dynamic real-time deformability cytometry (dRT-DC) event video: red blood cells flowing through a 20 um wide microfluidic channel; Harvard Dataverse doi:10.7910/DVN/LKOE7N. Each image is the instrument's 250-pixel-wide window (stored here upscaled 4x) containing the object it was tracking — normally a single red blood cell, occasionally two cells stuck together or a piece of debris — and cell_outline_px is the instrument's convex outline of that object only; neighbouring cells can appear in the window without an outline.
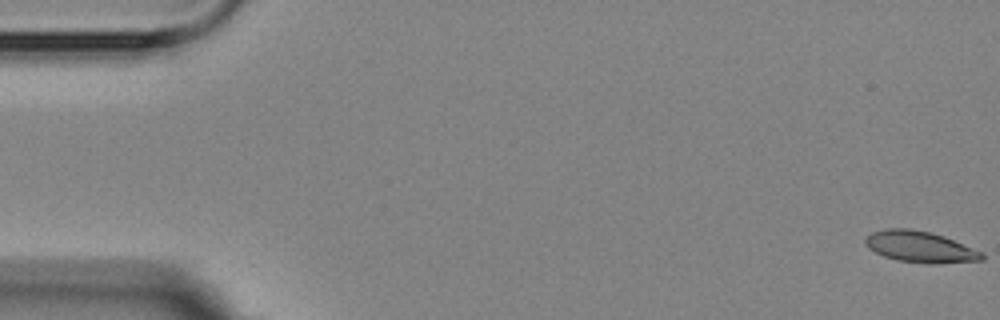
{"species": "Egyptian fruit bat (a non-hibernating species)", "species_latin": "Rousettus aegyptiacus", "temperature_condition": "room temperature", "stored_images_in_passage": 5, "camera_frame_rate_fps": 3000, "um_per_image_px": 0.085, "animal": {"sex": "female"}, "frame": {"image": 1, "passage_image": 5, "time_ms": 5.333, "image_size_px": [1000, 320], "cell_outline_px": [[984, 260], [940, 264], [928, 264], [896, 260], [884, 256], [868, 248], [864, 244], [864, 240], [872, 232], [884, 228], [912, 228], [944, 236], [984, 252]], "centroid_in_image_um": [78.23, 20.99], "position_along_channel_um": 6.8, "area_um2": 21.5}}